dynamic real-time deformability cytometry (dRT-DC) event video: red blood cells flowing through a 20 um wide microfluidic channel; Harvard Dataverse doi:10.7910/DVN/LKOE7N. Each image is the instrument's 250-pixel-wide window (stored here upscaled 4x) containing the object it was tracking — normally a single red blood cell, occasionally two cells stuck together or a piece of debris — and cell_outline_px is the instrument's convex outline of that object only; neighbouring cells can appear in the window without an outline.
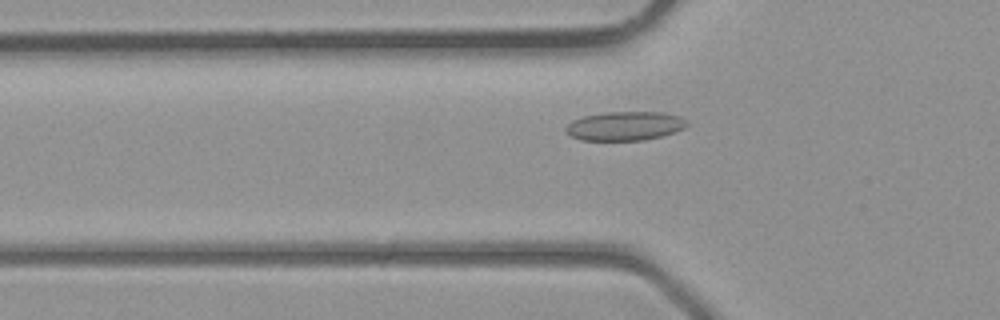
{"species": "common noctule bat (a hibernating species)", "species_latin": "Nyctalus noctula", "temperature_condition": "room temperature", "stored_images_in_passage": 28, "camera_frame_rate_fps": 3000, "um_per_image_px": 0.085, "animal": {"sex": "male", "body_mass_g": 23.1, "forearm_length_mm": 52.7}, "frame": {"image": 1, "passage_image": 4, "time_ms": 1.0, "image_size_px": [1000, 320], "cell_outline_px": [[688, 124], [684, 128], [676, 132], [664, 136], [644, 140], [580, 140], [564, 132], [564, 128], [572, 120], [580, 116], [604, 112], [664, 112], [680, 116], [688, 120]], "centroid_in_image_um": [53.12, 10.7], "position_along_channel_um": 72.7, "area_um2": 20.87}}
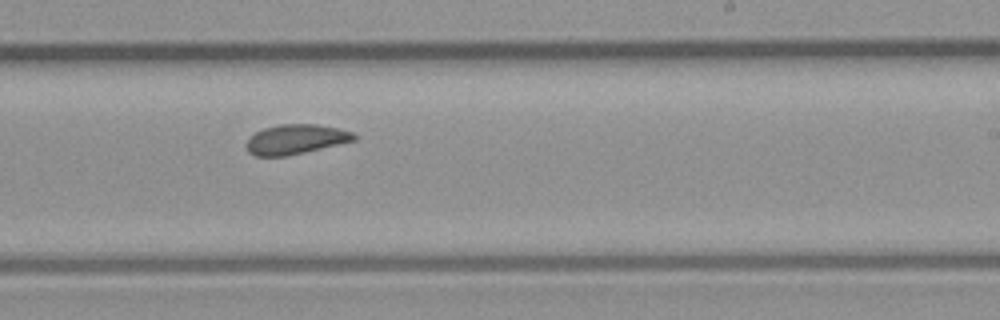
{"frame": {"image": 2, "passage_image": 15, "time_ms": 4.667, "image_size_px": [1000, 320], "cell_outline_px": [[356, 140], [304, 152], [284, 156], [256, 156], [248, 152], [248, 140], [256, 132], [264, 128], [280, 124], [316, 124], [340, 128], [352, 132], [356, 136]], "centroid_in_image_um": [25.17, 11.83], "position_along_channel_um": 263.8, "area_um2": 18.38}}
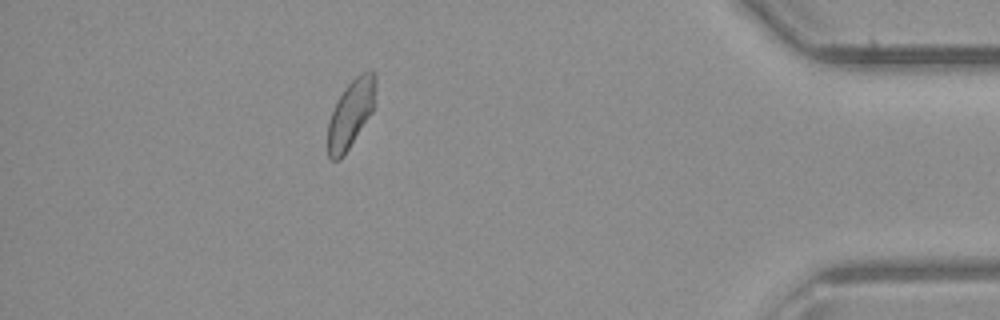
{"frame": {"image": 3, "passage_image": 26, "time_ms": 8.333, "image_size_px": [1000, 320], "cell_outline_px": [[376, 84], [372, 112], [344, 156], [340, 160], [332, 160], [328, 156], [328, 120], [336, 100], [344, 88], [356, 76], [368, 68], [372, 68], [376, 72]], "centroid_in_image_um": [29.82, 9.62], "position_along_channel_um": 405.4, "area_um2": 19.19}}